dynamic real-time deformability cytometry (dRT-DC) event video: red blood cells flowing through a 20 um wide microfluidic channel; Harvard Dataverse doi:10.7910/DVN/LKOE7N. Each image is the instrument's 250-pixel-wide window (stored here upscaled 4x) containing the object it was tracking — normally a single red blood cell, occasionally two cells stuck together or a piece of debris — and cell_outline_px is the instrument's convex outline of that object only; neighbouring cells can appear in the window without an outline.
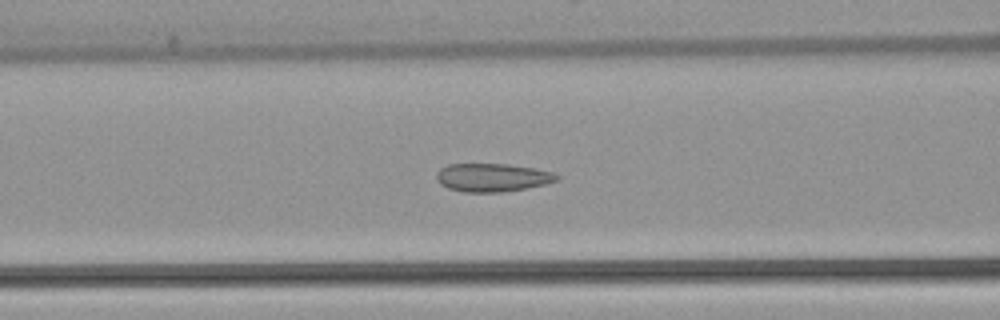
{"species": "common noctule bat (a hibernating species)", "species_latin": "Nyctalus noctula", "temperature_condition": "warm", "stored_images_in_passage": 47, "camera_frame_rate_fps": 3000, "um_per_image_px": 0.085, "animal": {"sex": "female", "body_mass_g": 22.7, "forearm_length_mm": 54.2}, "frame": {"image": 1, "passage_image": 16, "time_ms": 5.0, "image_size_px": [1000, 320], "cell_outline_px": [[560, 176], [556, 180], [544, 184], [528, 188], [500, 192], [464, 192], [448, 188], [440, 184], [436, 180], [436, 172], [440, 168], [448, 164], [508, 164], [532, 168], [552, 172]], "centroid_in_image_um": [41.8, 15.09], "position_along_channel_um": 124.8, "area_um2": 19.77}}
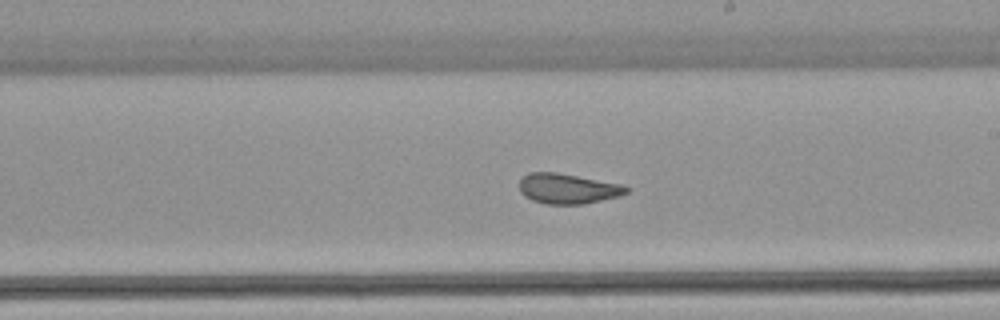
{"frame": {"image": 2, "passage_image": 25, "time_ms": 8.0, "image_size_px": [1000, 320], "cell_outline_px": [[632, 188], [628, 192], [620, 196], [584, 204], [544, 204], [532, 200], [524, 196], [520, 192], [520, 176], [528, 172], [556, 172], [620, 184]], "centroid_in_image_um": [48.24, 16.03], "position_along_channel_um": 240.8, "area_um2": 18.96}}
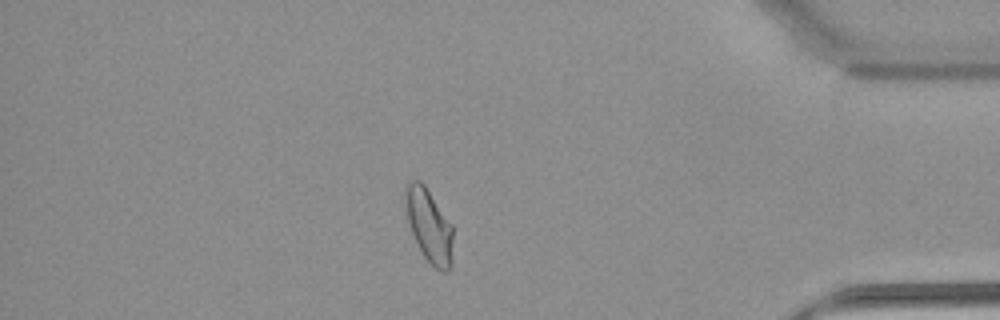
{"frame": {"image": 3, "passage_image": 40, "time_ms": 13.0, "image_size_px": [1000, 320], "cell_outline_px": [[452, 264], [444, 272], [440, 272], [424, 256], [412, 232], [408, 220], [404, 204], [404, 184], [408, 180], [420, 180], [424, 184], [452, 224]], "centroid_in_image_um": [36.45, 19.11], "position_along_channel_um": 398.7, "area_um2": 20.29}, "authors_computed_cell_mechanics": {"area_um2": 20.1144, "velocity_mm_per_s": 3.8778, "shape_relaxation_time_tau1_ms": null, "shape_relaxation_time_tau2_ms": 1.4884, "deformation_change_tau1": null, "deformation_change_tau2": 0.0682}}